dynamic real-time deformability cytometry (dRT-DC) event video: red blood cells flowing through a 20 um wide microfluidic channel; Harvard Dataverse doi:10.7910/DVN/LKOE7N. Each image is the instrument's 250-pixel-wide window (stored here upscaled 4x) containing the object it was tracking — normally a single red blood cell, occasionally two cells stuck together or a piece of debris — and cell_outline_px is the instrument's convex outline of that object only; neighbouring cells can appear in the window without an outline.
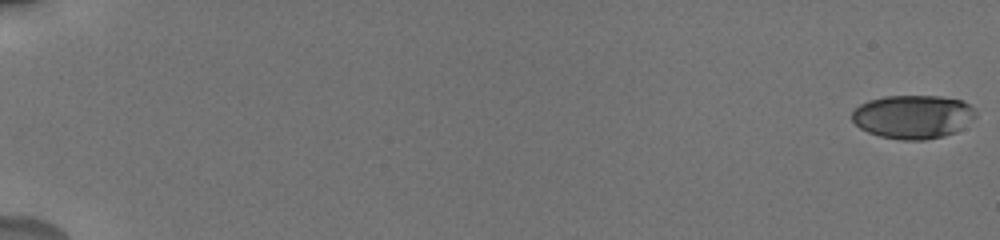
{"species": "human", "species_latin": "Homo sapiens", "temperature_condition": "cold", "stored_images_in_passage": 17, "camera_frame_rate_fps": 3000, "um_per_image_px": 0.085, "donor": {"sex": "male"}, "frame": {"image": 1, "passage_image": 1, "time_ms": 0.0, "image_size_px": [1000, 240], "cell_outline_px": [[976, 116], [956, 132], [944, 136], [924, 140], [900, 140], [880, 136], [868, 132], [860, 128], [852, 120], [852, 112], [860, 104], [868, 100], [884, 96], [940, 96], [960, 100], [968, 104], [976, 112]], "centroid_in_image_um": [77.58, 9.92], "position_along_channel_um": 7.4, "area_um2": 31.39}}
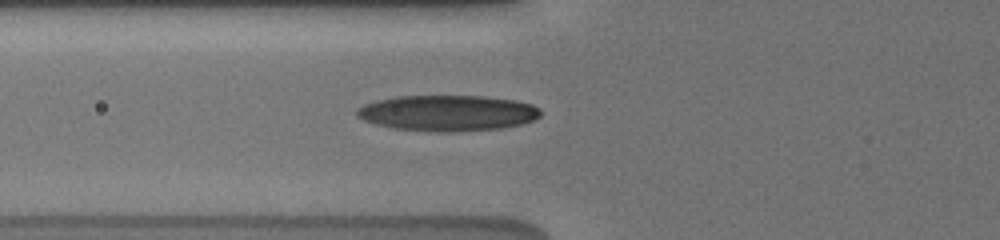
{"frame": {"image": 2, "passage_image": 14, "time_ms": 7.667, "image_size_px": [1000, 240], "cell_outline_px": [[540, 116], [532, 120], [520, 124], [500, 128], [452, 132], [436, 132], [392, 128], [376, 124], [364, 120], [356, 116], [356, 108], [364, 104], [376, 100], [396, 96], [488, 96], [516, 100], [532, 104], [540, 108]], "centroid_in_image_um": [38.02, 9.6], "position_along_channel_um": 87.8, "area_um2": 38.55}}
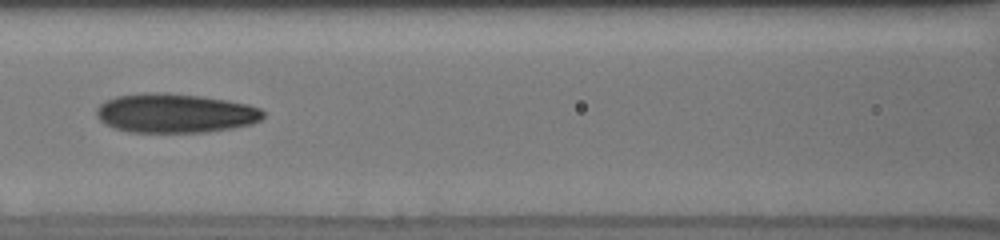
{"frame": {"image": 3, "passage_image": 16, "time_ms": 9.333, "image_size_px": [1000, 240], "cell_outline_px": [[264, 116], [260, 120], [252, 124], [232, 128], [208, 132], [128, 132], [112, 128], [104, 124], [96, 116], [96, 108], [104, 100], [116, 96], [144, 92], [164, 92], [200, 96], [248, 104], [260, 108], [264, 112]], "centroid_in_image_um": [14.84, 9.62], "position_along_channel_um": 151.8, "area_um2": 38.44}}